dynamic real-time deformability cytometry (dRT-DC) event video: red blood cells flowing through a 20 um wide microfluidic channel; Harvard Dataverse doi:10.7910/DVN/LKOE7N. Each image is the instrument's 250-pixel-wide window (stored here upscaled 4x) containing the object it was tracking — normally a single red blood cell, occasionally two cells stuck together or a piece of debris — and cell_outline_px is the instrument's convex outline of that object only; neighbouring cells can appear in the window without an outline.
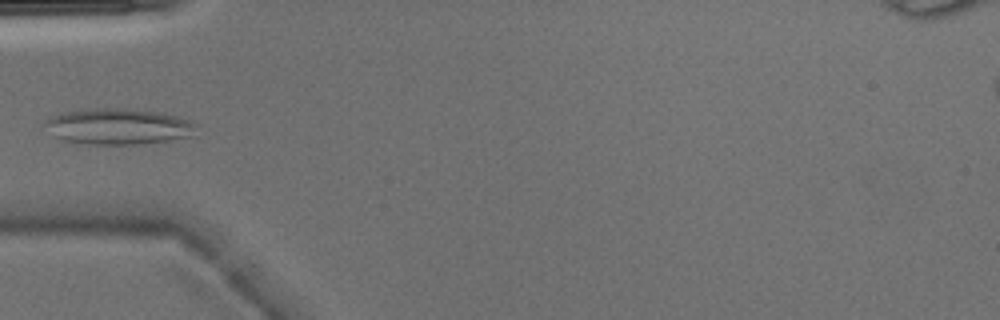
{"species": "Egyptian fruit bat (a non-hibernating species)", "species_latin": "Rousettus aegyptiacus", "temperature_condition": "warm", "stored_images_in_passage": 4, "camera_frame_rate_fps": 3000, "um_per_image_px": 0.085, "animal": {"sex": "male"}, "frame": {"image": 1, "passage_image": 3, "time_ms": 0.667, "image_size_px": [1000, 320], "cell_outline_px": [[200, 124], [196, 136], [168, 140], [136, 144], [88, 144], [60, 140], [44, 124], [44, 120], [52, 116], [64, 112], [88, 108], [128, 108], [160, 112], [176, 116]], "centroid_in_image_um": [10.12, 10.74], "position_along_channel_um": 74.9, "area_um2": 32.02}}